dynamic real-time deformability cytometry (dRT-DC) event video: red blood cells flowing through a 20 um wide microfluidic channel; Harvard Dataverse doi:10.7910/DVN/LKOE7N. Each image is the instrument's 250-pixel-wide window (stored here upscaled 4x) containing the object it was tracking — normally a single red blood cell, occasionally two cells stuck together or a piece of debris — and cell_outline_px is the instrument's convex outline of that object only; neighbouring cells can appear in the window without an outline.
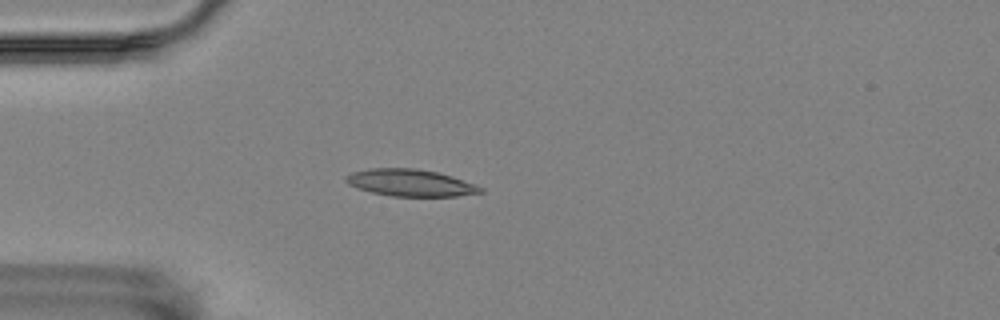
{"species": "Egyptian fruit bat (a non-hibernating species)", "species_latin": "Rousettus aegyptiacus", "temperature_condition": "room temperature", "stored_images_in_passage": 52, "camera_frame_rate_fps": 3000, "um_per_image_px": 0.085, "animal": {"sex": "female"}, "frame": {"image": 1, "passage_image": 11, "time_ms": 3.333, "image_size_px": [1000, 320], "cell_outline_px": [[484, 192], [456, 196], [392, 196], [372, 192], [356, 188], [348, 184], [344, 180], [344, 176], [352, 172], [372, 168], [416, 168], [436, 172], [452, 176], [484, 188]], "centroid_in_image_um": [34.85, 15.53], "position_along_channel_um": 50.2, "area_um2": 21.1}}
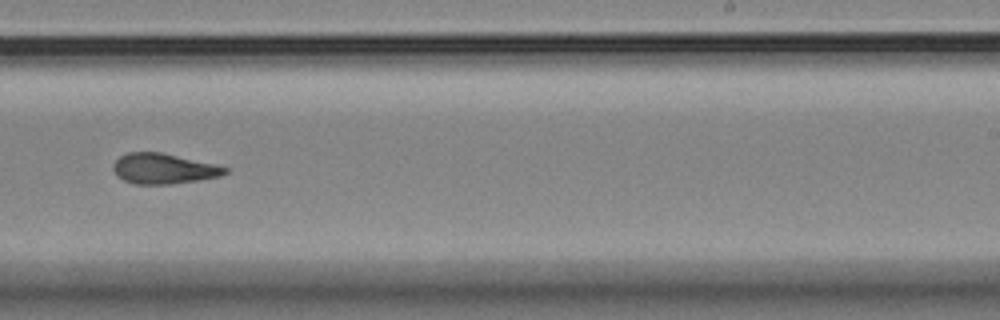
{"frame": {"image": 2, "passage_image": 31, "time_ms": 10.0, "image_size_px": [1000, 320], "cell_outline_px": [[228, 172], [220, 176], [200, 180], [172, 184], [136, 184], [124, 180], [116, 176], [112, 168], [112, 164], [120, 156], [128, 152], [160, 152], [216, 164], [228, 168]], "centroid_in_image_um": [13.89, 14.34], "position_along_channel_um": 275.1, "area_um2": 19.88}}
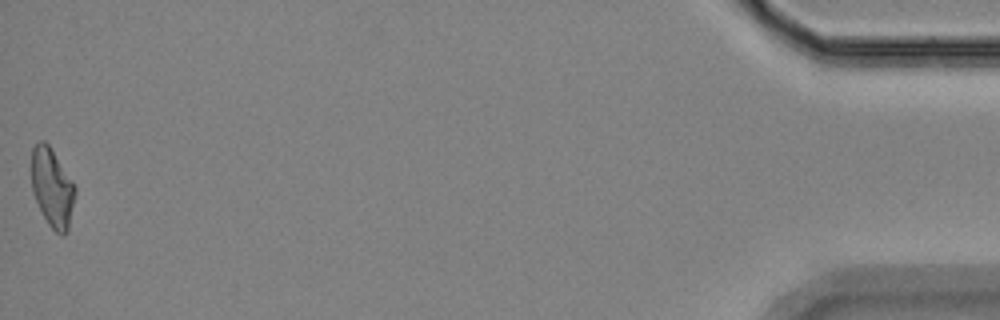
{"frame": {"image": 3, "passage_image": 52, "time_ms": 17.0, "image_size_px": [1000, 320], "cell_outline_px": [[76, 192], [68, 232], [64, 236], [56, 232], [48, 224], [32, 192], [32, 148], [40, 140], [44, 140], [48, 144], [72, 180], [76, 188]], "centroid_in_image_um": [4.45, 15.97], "position_along_channel_um": 430.7, "area_um2": 19.88}, "authors_computed_cell_mechanics": {"area_um2": 20.1722, "velocity_mm_per_s": 3.5395, "shape_relaxation_time_tau1_ms": null, "shape_relaxation_time_tau2_ms": 4.1873, "deformation_change_tau1": null, "deformation_change_tau2": 0.126}}